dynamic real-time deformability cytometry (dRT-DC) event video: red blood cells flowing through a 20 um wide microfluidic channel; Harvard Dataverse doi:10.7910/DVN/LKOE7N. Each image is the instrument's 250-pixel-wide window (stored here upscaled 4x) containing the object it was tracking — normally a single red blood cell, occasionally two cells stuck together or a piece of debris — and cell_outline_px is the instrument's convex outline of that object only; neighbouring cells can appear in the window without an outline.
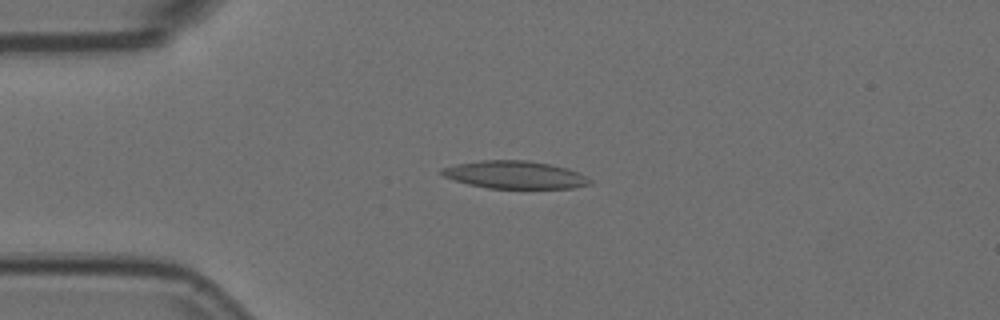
{"species": "Egyptian fruit bat (a non-hibernating species)", "species_latin": "Rousettus aegyptiacus", "temperature_condition": "room temperature", "stored_images_in_passage": 54, "camera_frame_rate_fps": 3000, "um_per_image_px": 0.085, "animal": {"sex": "female"}, "frame": {"image": 1, "passage_image": 13, "time_ms": 4.0, "image_size_px": [1000, 320], "cell_outline_px": [[592, 184], [572, 188], [488, 188], [468, 184], [444, 176], [440, 172], [440, 168], [456, 164], [480, 160], [528, 160], [568, 168], [580, 172], [592, 180]], "centroid_in_image_um": [43.79, 14.85], "position_along_channel_um": 41.2, "area_um2": 23.93}}
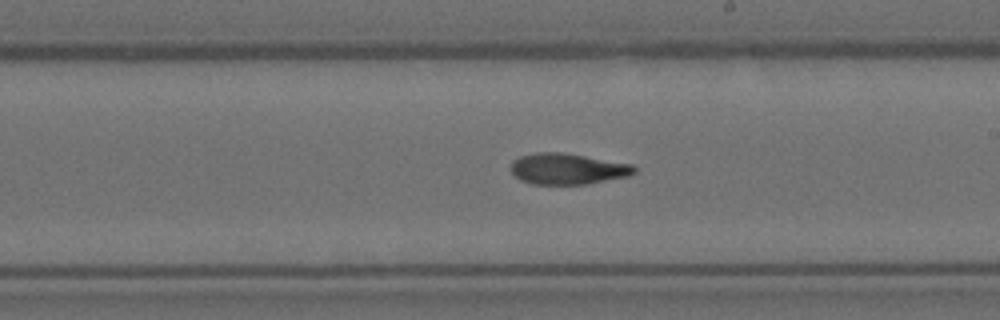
{"frame": {"image": 2, "passage_image": 31, "time_ms": 10.0, "image_size_px": [1000, 320], "cell_outline_px": [[636, 172], [628, 176], [584, 184], [532, 184], [520, 180], [508, 168], [512, 160], [520, 156], [536, 152], [560, 152], [632, 164], [636, 168]], "centroid_in_image_um": [48.19, 14.35], "position_along_channel_um": 240.8, "area_um2": 22.25}}
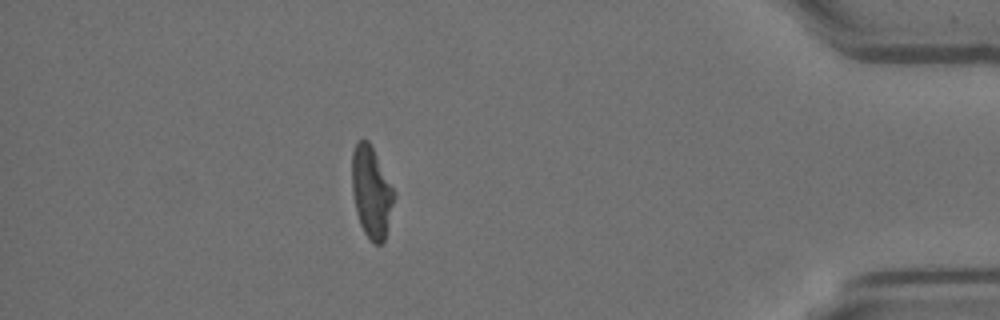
{"frame": {"image": 3, "passage_image": 48, "time_ms": 15.667, "image_size_px": [1000, 320], "cell_outline_px": [[396, 196], [384, 240], [380, 244], [376, 244], [364, 232], [360, 224], [356, 212], [352, 192], [352, 152], [356, 144], [360, 140], [368, 140], [396, 192]], "centroid_in_image_um": [31.58, 16.32], "position_along_channel_um": 403.6, "area_um2": 22.25}, "authors_computed_cell_mechanics": {"area_um2": 22.831, "velocity_mm_per_s": 3.7091, "shape_relaxation_time_tau1_ms": 6.4769, "shape_relaxation_time_tau2_ms": 3.6679, "deformation_change_tau1": 0.2138, "deformation_change_tau2": 0.1034}}